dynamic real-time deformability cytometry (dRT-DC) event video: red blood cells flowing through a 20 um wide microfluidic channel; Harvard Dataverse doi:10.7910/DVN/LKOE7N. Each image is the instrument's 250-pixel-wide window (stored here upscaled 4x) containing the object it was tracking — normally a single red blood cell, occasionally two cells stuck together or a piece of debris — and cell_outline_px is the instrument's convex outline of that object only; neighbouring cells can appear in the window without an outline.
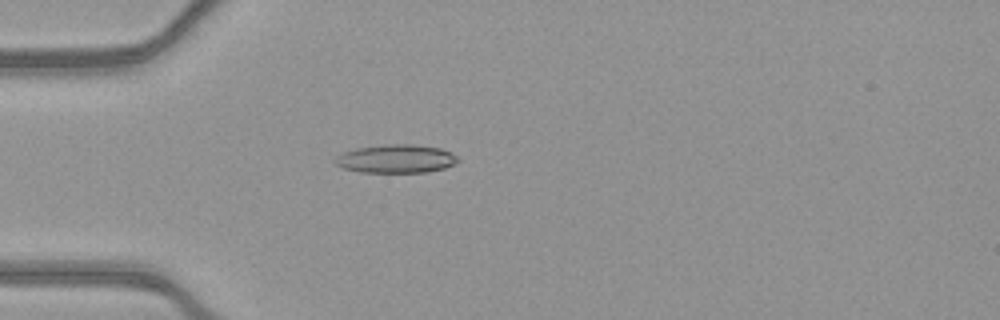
{"species": "common noctule bat (a hibernating species)", "species_latin": "Nyctalus noctula", "temperature_condition": "warm", "stored_images_in_passage": 53, "camera_frame_rate_fps": 3000, "um_per_image_px": 0.085, "animal": {"sex": "female", "body_mass_g": 21.9}, "frame": {"image": 1, "passage_image": 16, "time_ms": 5.0, "image_size_px": [1000, 320], "cell_outline_px": [[460, 160], [456, 164], [444, 168], [428, 172], [360, 172], [344, 168], [336, 164], [332, 160], [336, 156], [344, 152], [356, 148], [388, 144], [412, 144], [440, 148], [452, 152]], "centroid_in_image_um": [33.68, 13.49], "position_along_channel_um": 51.3, "area_um2": 20.4}}
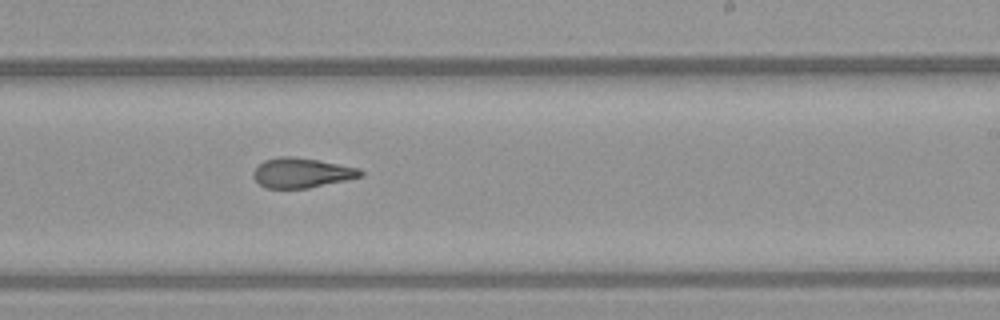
{"frame": {"image": 2, "passage_image": 33, "time_ms": 10.667, "image_size_px": [1000, 320], "cell_outline_px": [[364, 176], [308, 188], [268, 188], [260, 184], [252, 176], [252, 172], [264, 160], [280, 156], [292, 156], [316, 160], [360, 168], [364, 172]], "centroid_in_image_um": [25.65, 14.69], "position_along_channel_um": 263.3, "area_um2": 18.5}}
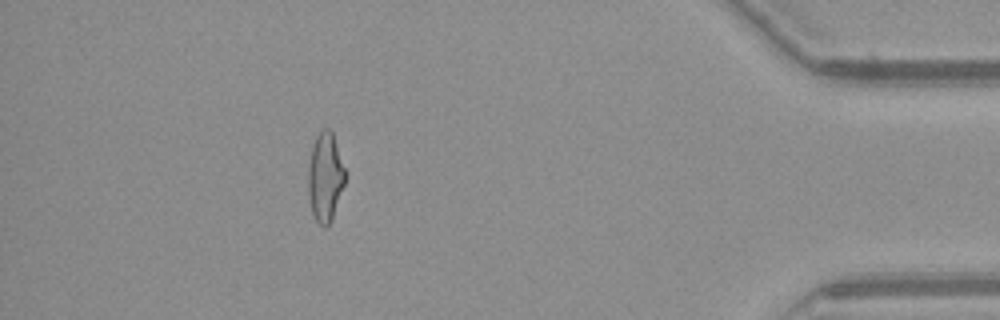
{"frame": {"image": 3, "passage_image": 48, "time_ms": 15.667, "image_size_px": [1000, 320], "cell_outline_px": [[344, 184], [332, 220], [328, 228], [324, 228], [316, 220], [312, 212], [308, 196], [308, 168], [312, 148], [316, 136], [324, 128], [328, 128], [332, 132], [344, 168]], "centroid_in_image_um": [27.62, 15.1], "position_along_channel_um": 407.6, "area_um2": 18.9}, "authors_computed_cell_mechanics": {"area_um2": 19.363, "velocity_mm_per_s": 3.9226, "shape_relaxation_time_tau1_ms": null, "shape_relaxation_time_tau2_ms": 2.8945, "deformation_change_tau1": null, "deformation_change_tau2": 0.1262}}